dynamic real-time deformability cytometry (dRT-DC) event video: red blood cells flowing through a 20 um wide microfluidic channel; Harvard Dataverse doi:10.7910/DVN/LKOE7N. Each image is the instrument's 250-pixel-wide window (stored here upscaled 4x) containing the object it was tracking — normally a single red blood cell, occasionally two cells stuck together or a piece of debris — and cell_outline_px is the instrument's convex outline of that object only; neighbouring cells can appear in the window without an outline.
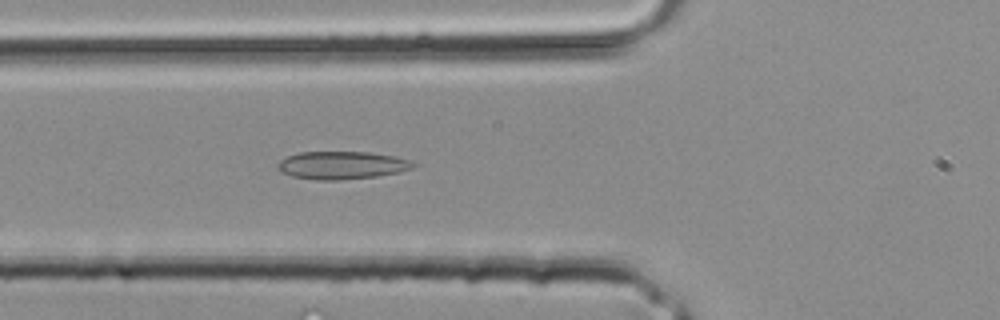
{"species": "common noctule bat (a hibernating species)", "species_latin": "Nyctalus noctula", "temperature_condition": "room temperature", "stored_images_in_passage": 3, "camera_frame_rate_fps": 3000, "um_per_image_px": 0.085, "animal": {"sex": "male", "body_mass_g": 20.4}, "frame": {"image": 1, "passage_image": 3, "time_ms": 0.667, "image_size_px": [1000, 320], "cell_outline_px": [[420, 164], [412, 168], [396, 172], [376, 176], [340, 180], [316, 180], [292, 176], [280, 172], [276, 168], [276, 164], [280, 160], [288, 156], [300, 152], [368, 152], [396, 156], [412, 160]], "centroid_in_image_um": [29.06, 14.04], "position_along_channel_um": 96.7, "area_um2": 22.14}}